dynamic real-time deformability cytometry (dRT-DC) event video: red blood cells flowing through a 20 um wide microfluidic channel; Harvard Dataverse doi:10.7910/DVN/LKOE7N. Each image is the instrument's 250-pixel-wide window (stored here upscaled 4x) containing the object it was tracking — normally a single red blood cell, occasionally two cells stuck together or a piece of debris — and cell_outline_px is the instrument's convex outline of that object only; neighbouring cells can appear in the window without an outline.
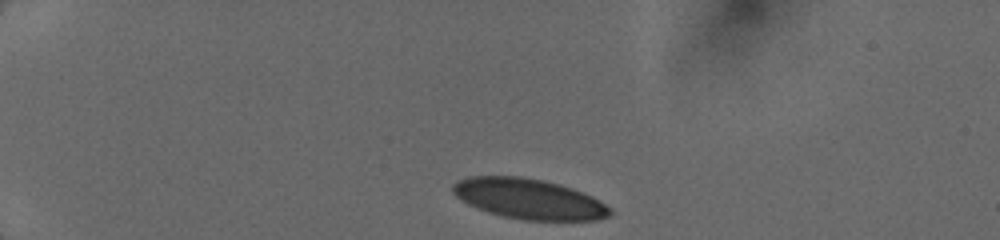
{"species": "human", "species_latin": "Homo sapiens", "temperature_condition": "cold", "stored_images_in_passage": 25, "camera_frame_rate_fps": 3000, "um_per_image_px": 0.085, "donor": {"sex": "female"}, "frame": {"image": 1, "passage_image": 1, "time_ms": 0.0, "image_size_px": [1000, 240], "cell_outline_px": [[612, 212], [608, 216], [596, 220], [524, 220], [504, 216], [488, 212], [468, 204], [460, 200], [452, 192], [452, 184], [456, 180], [468, 176], [520, 176], [544, 180], [560, 184], [572, 188], [592, 196], [612, 208]], "centroid_in_image_um": [44.93, 16.89], "position_along_channel_um": 40.1, "area_um2": 37.05}}
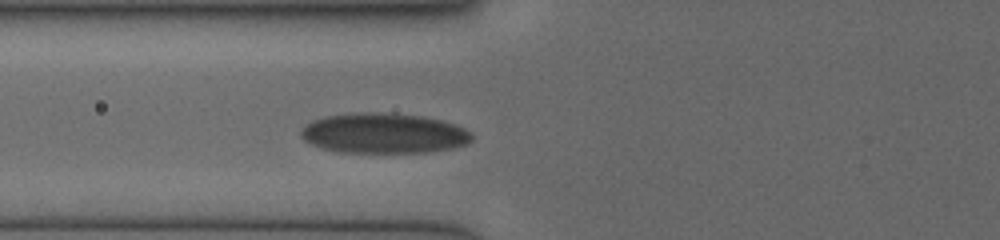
{"frame": {"image": 2, "passage_image": 16, "time_ms": 3.0, "image_size_px": [1000, 240], "cell_outline_px": [[472, 140], [468, 144], [452, 148], [432, 152], [336, 152], [312, 144], [304, 140], [300, 136], [300, 128], [312, 120], [324, 116], [360, 112], [372, 112], [424, 116], [440, 120], [464, 128], [472, 132]], "centroid_in_image_um": [32.61, 11.33], "position_along_channel_um": 93.2, "area_um2": 40.11}}
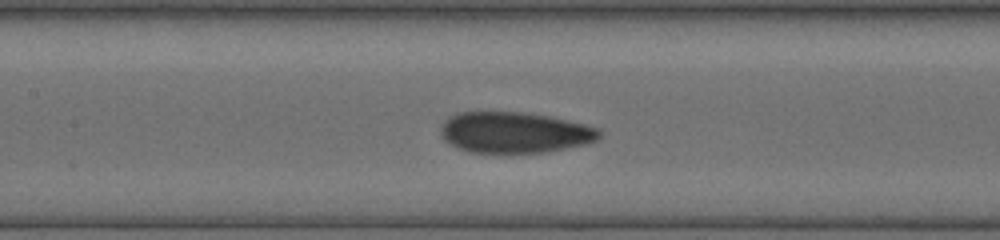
{"frame": {"image": 3, "passage_image": 21, "time_ms": 4.667, "image_size_px": [1000, 240], "cell_outline_px": [[600, 136], [596, 140], [588, 144], [544, 152], [468, 152], [456, 148], [448, 144], [440, 136], [440, 128], [444, 120], [460, 112], [520, 112], [548, 116], [568, 120], [600, 128]], "centroid_in_image_um": [43.71, 11.26], "position_along_channel_um": 163.7, "area_um2": 37.92}}